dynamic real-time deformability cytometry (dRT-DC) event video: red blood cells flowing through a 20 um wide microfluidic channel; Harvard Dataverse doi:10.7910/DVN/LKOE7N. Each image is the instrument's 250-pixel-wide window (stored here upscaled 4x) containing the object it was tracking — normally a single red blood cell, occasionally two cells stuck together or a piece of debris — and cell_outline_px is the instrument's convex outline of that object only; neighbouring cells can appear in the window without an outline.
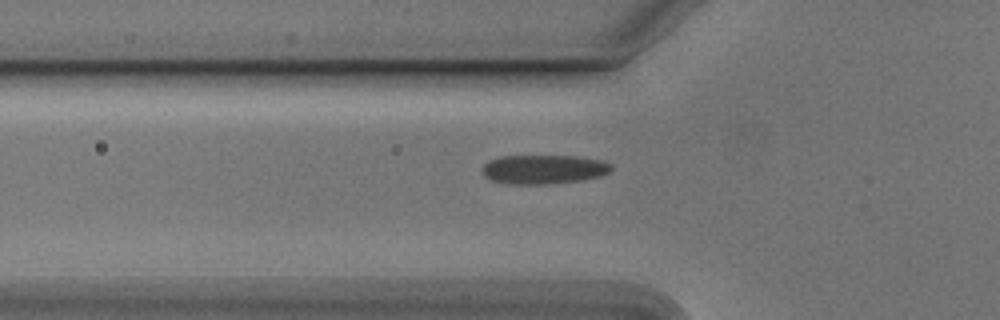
{"species": "Egyptian fruit bat (a non-hibernating species)", "species_latin": "Rousettus aegyptiacus", "temperature_condition": "cold", "stored_images_in_passage": 34, "camera_frame_rate_fps": 3000, "um_per_image_px": 0.085, "animal": {"sex": "male"}, "frame": {"image": 1, "passage_image": 2, "time_ms": 0.333, "image_size_px": [1000, 320], "cell_outline_px": [[612, 168], [608, 172], [600, 176], [580, 180], [544, 184], [512, 184], [488, 180], [484, 176], [484, 164], [488, 160], [500, 156], [576, 156], [604, 160], [612, 164]], "centroid_in_image_um": [46.21, 14.38], "position_along_channel_um": 79.6, "area_um2": 21.91}}
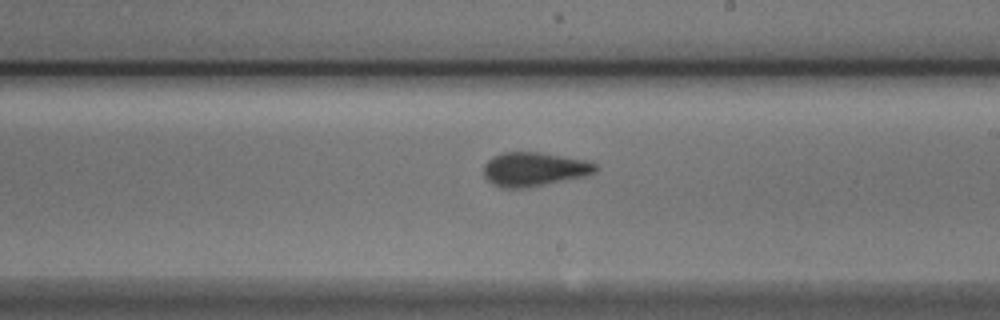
{"frame": {"image": 2, "passage_image": 15, "time_ms": 4.667, "image_size_px": [1000, 320], "cell_outline_px": [[600, 168], [596, 172], [588, 176], [528, 188], [500, 188], [492, 184], [484, 176], [484, 164], [492, 156], [504, 152], [540, 152], [584, 160], [600, 164]], "centroid_in_image_um": [45.44, 14.4], "position_along_channel_um": 243.6, "area_um2": 22.6}}
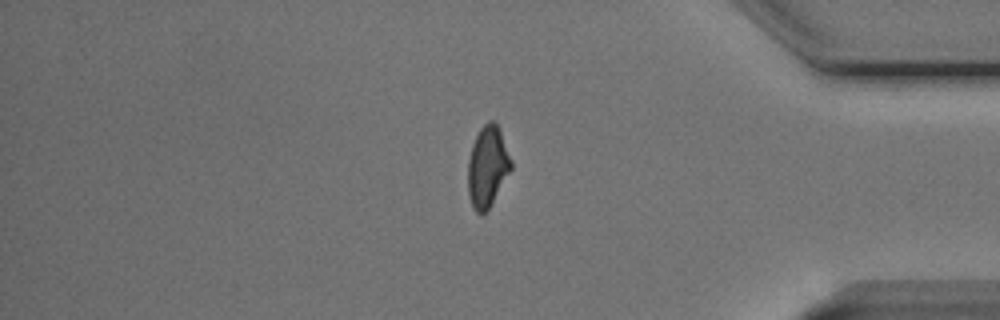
{"frame": {"image": 3, "passage_image": 29, "time_ms": 9.333, "image_size_px": [1000, 320], "cell_outline_px": [[512, 168], [488, 208], [480, 216], [472, 208], [468, 196], [468, 160], [472, 144], [480, 128], [488, 120], [492, 120], [496, 124], [500, 132], [512, 160]], "centroid_in_image_um": [41.41, 14.17], "position_along_channel_um": 393.8, "area_um2": 20.17}}